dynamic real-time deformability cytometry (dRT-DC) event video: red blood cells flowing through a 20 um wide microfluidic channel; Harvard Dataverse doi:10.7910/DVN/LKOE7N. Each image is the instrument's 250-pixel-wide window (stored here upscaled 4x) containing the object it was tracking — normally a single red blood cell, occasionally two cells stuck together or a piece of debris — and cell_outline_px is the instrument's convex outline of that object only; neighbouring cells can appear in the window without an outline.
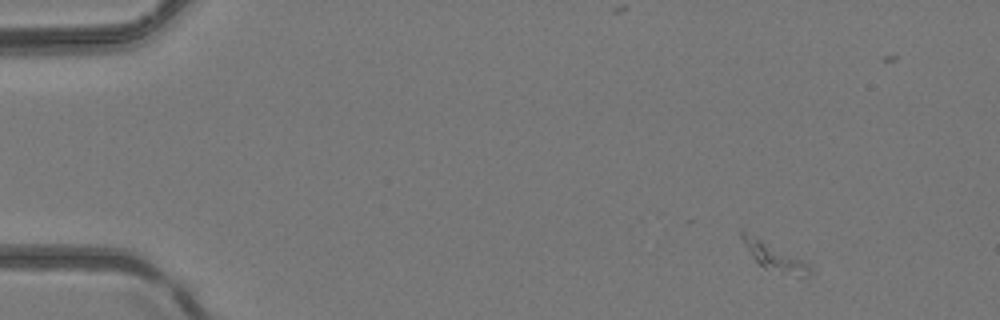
{"species": "common noctule bat (a hibernating species)", "species_latin": "Nyctalus noctula", "temperature_condition": "room temperature", "stored_images_in_passage": 4, "camera_frame_rate_fps": 3000, "um_per_image_px": 0.085, "animal": {"sex": "female", "body_mass_g": 24.6, "forearm_length_mm": 56.2}, "frame": {"image": 1, "passage_image": 1, "time_ms": 0.0, "image_size_px": [1000, 320], "cell_outline_px": [[812, 272], [808, 276], [800, 276], [764, 268], [756, 260], [740, 236], [740, 228], [812, 264]], "centroid_in_image_um": [65.89, 21.8], "position_along_channel_um": 19.1, "area_um2": 10.58}}
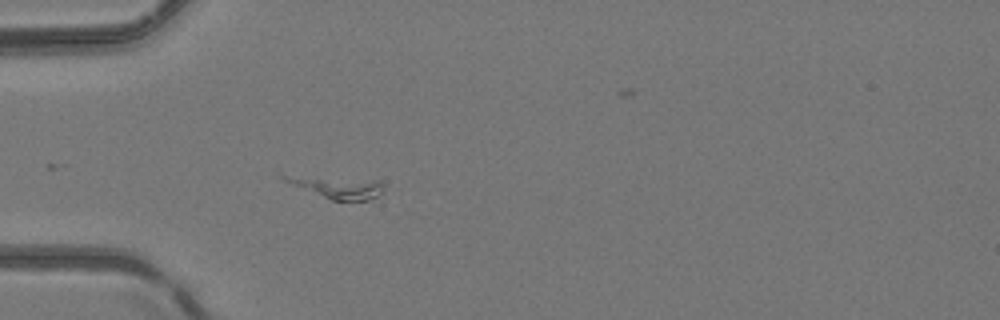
{"frame": {"image": 2, "passage_image": 4, "time_ms": 3.333, "image_size_px": [1000, 320], "cell_outline_px": [[384, 188], [376, 196], [368, 200], [332, 200], [292, 184], [284, 180], [280, 176], [288, 176], [380, 180]], "centroid_in_image_um": [28.77, 15.92], "position_along_channel_um": 56.2, "area_um2": 11.91}}